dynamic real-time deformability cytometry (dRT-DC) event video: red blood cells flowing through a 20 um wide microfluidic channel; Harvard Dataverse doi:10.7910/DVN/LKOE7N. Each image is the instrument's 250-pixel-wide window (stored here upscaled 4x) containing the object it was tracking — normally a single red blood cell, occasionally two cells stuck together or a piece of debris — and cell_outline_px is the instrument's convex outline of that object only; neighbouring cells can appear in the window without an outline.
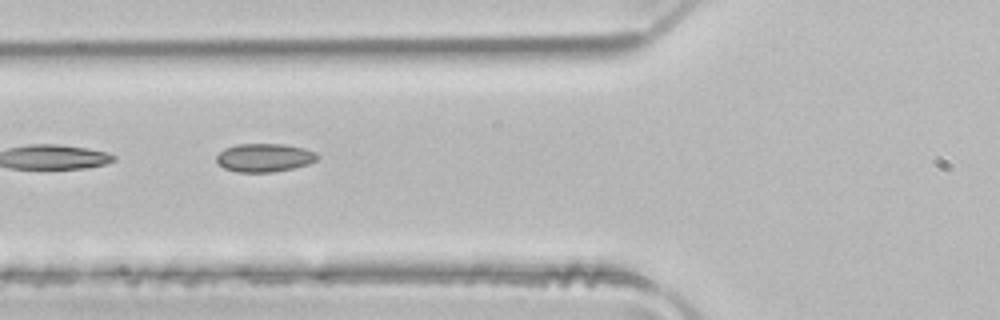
{"species": "common noctule bat (a hibernating species)", "species_latin": "Nyctalus noctula", "temperature_condition": "room temperature", "stored_images_in_passage": 5, "segment_of_instrument_passage": [2, 2], "camera_frame_rate_fps": 3000, "um_per_image_px": 0.085, "animal": {"sex": "male", "body_mass_g": 21.5, "forearm_length_mm": 52.0}, "frame": {"image": 1, "passage_image": 4, "time_ms": 1.0, "image_size_px": [1000, 320], "cell_outline_px": [[320, 156], [316, 160], [308, 164], [292, 168], [272, 172], [236, 172], [224, 168], [216, 160], [216, 156], [224, 148], [236, 144], [284, 144], [304, 148], [316, 152]], "centroid_in_image_um": [22.47, 13.39], "position_along_channel_um": 103.3, "area_um2": 16.7}}
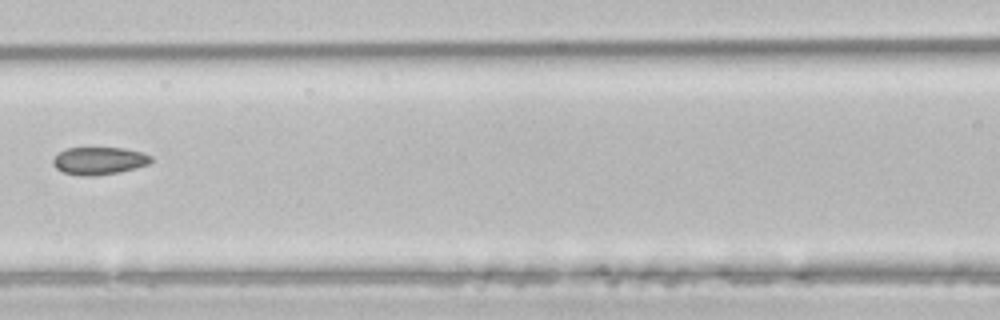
{"frame": {"image": 2, "passage_image": 5, "time_ms": 1.333, "image_size_px": [1000, 320], "cell_outline_px": [[152, 160], [148, 164], [136, 168], [120, 172], [96, 176], [84, 176], [64, 172], [56, 168], [52, 164], [52, 160], [60, 152], [68, 148], [124, 148], [144, 152], [152, 156]], "centroid_in_image_um": [8.46, 13.67], "position_along_channel_um": 158.1, "area_um2": 15.78}}